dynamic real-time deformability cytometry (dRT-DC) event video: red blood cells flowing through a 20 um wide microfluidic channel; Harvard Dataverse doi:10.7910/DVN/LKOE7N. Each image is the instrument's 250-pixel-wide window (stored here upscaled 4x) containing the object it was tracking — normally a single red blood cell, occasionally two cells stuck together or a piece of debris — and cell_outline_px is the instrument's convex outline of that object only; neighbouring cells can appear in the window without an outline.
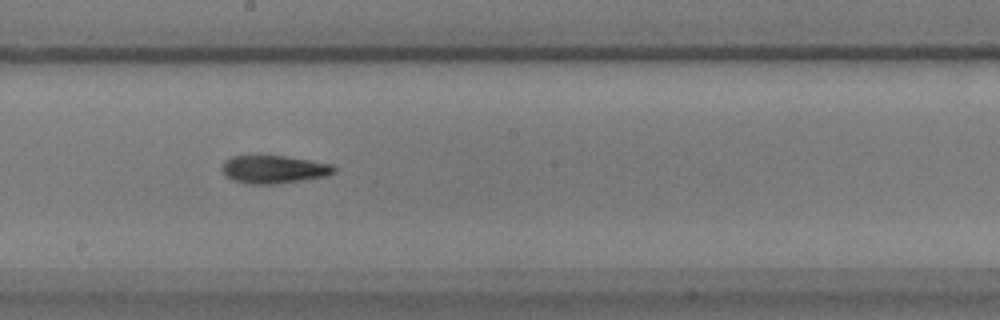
{"species": "common noctule bat (a hibernating species)", "species_latin": "Nyctalus noctula", "temperature_condition": "warm", "stored_images_in_passage": 57, "camera_frame_rate_fps": 3000, "um_per_image_px": 0.085, "animal": {"sex": "male", "body_mass_g": 17.9}, "frame": {"image": 1, "passage_image": 31, "time_ms": 10.0, "image_size_px": [1000, 320], "cell_outline_px": [[336, 172], [328, 176], [304, 180], [272, 184], [248, 184], [232, 180], [224, 176], [220, 168], [224, 160], [232, 156], [284, 156], [332, 164], [336, 168]], "centroid_in_image_um": [23.25, 14.41], "position_along_channel_um": 225.0, "area_um2": 18.44}}
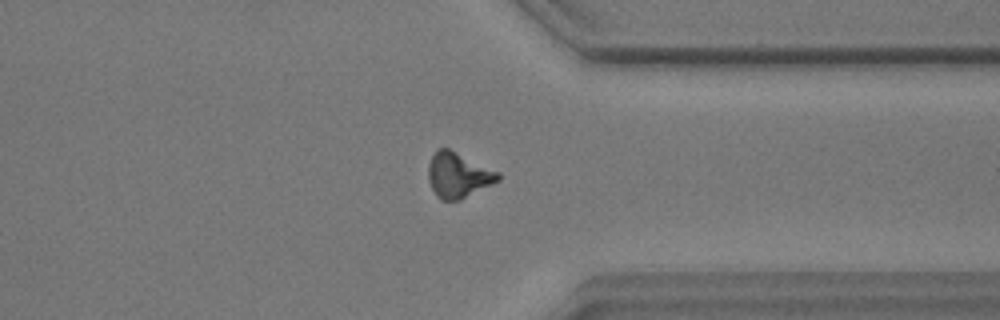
{"frame": {"image": 2, "passage_image": 44, "time_ms": 14.333, "image_size_px": [1000, 320], "cell_outline_px": [[500, 180], [460, 200], [440, 200], [436, 196], [428, 180], [428, 164], [436, 148], [448, 148], [500, 172]], "centroid_in_image_um": [38.93, 14.88], "position_along_channel_um": 372.5, "area_um2": 18.44}}
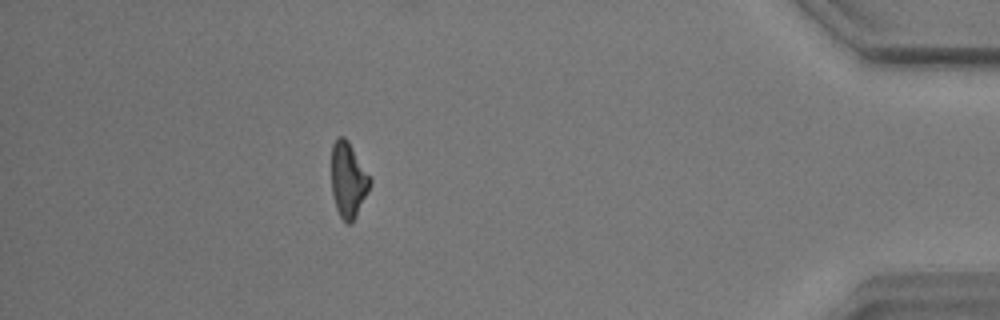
{"frame": {"image": 3, "passage_image": 51, "time_ms": 16.667, "image_size_px": [1000, 320], "cell_outline_px": [[372, 184], [352, 224], [348, 224], [340, 216], [336, 208], [332, 192], [332, 144], [336, 136], [344, 136], [348, 140], [372, 180]], "centroid_in_image_um": [29.6, 15.28], "position_along_channel_um": 405.6, "area_um2": 16.94}, "authors_computed_cell_mechanics": {"area_um2": 17.2822, "velocity_mm_per_s": 3.4884, "shape_relaxation_time_tau1_ms": 4.7095, "shape_relaxation_time_tau2_ms": null, "deformation_change_tau1": 0.1959, "deformation_change_tau2": null}}